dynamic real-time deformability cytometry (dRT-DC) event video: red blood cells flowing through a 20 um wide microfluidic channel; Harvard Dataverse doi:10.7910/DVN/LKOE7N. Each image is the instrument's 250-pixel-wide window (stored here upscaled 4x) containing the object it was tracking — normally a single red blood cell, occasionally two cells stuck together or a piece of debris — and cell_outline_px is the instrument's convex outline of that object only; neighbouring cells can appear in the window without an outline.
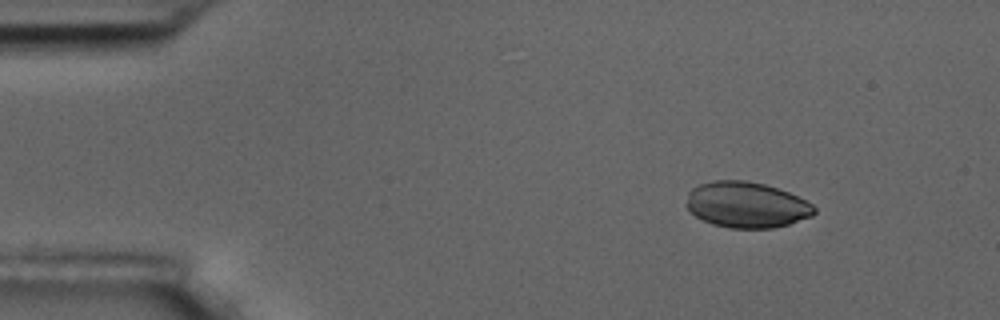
{"species": "common noctule bat (a hibernating species)", "species_latin": "Nyctalus noctula", "temperature_condition": "room temperature", "stored_images_in_passage": 9, "camera_frame_rate_fps": 3000, "um_per_image_px": 0.085, "animal": {"sex": "male", "body_mass_g": 17.5, "forearm_length_mm": 52.3}, "frame": {"image": 1, "passage_image": 2, "time_ms": 1.0, "image_size_px": [1000, 320], "cell_outline_px": [[816, 212], [812, 216], [788, 224], [772, 228], [728, 228], [712, 224], [696, 216], [684, 204], [688, 192], [692, 188], [700, 184], [716, 180], [744, 180], [764, 184], [788, 192], [812, 204], [816, 208]], "centroid_in_image_um": [63.43, 17.41], "position_along_channel_um": 21.6, "area_um2": 34.1}}
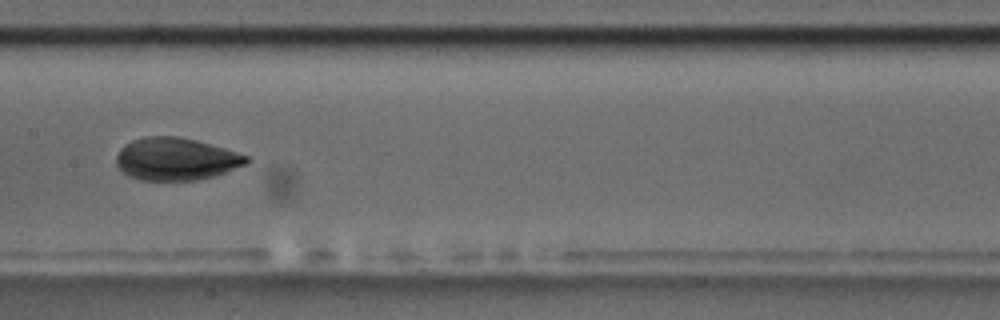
{"frame": {"image": 2, "passage_image": 8, "time_ms": 8.0, "image_size_px": [1000, 320], "cell_outline_px": [[248, 164], [212, 176], [196, 180], [140, 180], [128, 176], [116, 164], [116, 156], [120, 148], [124, 144], [132, 140], [144, 136], [176, 136], [196, 140], [224, 148], [248, 156]], "centroid_in_image_um": [14.92, 13.51], "position_along_channel_um": 192.5, "area_um2": 32.14}}
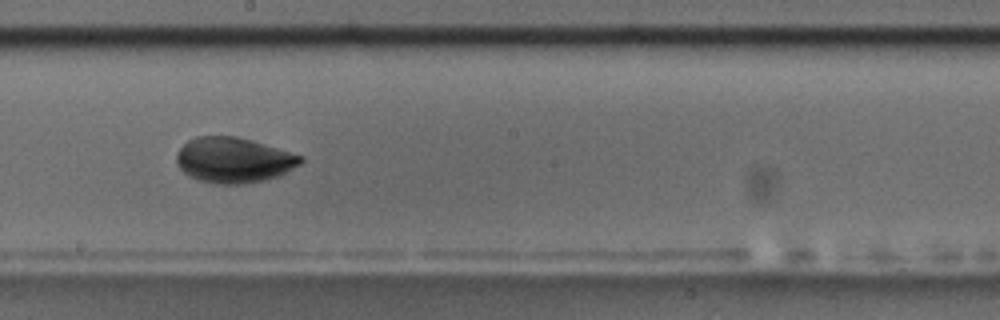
{"frame": {"image": 3, "passage_image": 9, "time_ms": 9.0, "image_size_px": [1000, 320], "cell_outline_px": [[304, 160], [300, 164], [280, 176], [264, 180], [240, 184], [216, 184], [196, 180], [188, 176], [176, 164], [176, 152], [188, 140], [196, 136], [236, 136], [252, 140], [304, 156]], "centroid_in_image_um": [19.85, 13.61], "position_along_channel_um": 228.4, "area_um2": 33.12}}